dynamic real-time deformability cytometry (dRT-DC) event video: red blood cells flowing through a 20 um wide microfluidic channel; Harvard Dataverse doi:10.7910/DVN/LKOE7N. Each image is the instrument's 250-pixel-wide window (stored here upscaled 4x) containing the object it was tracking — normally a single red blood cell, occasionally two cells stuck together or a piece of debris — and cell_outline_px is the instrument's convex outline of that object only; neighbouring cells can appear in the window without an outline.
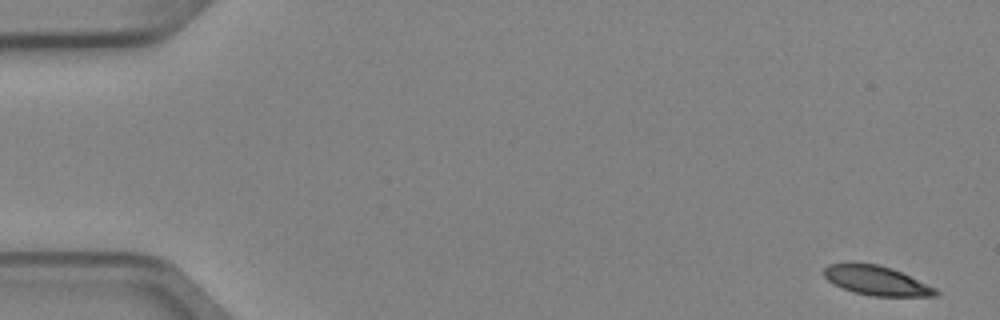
{"species": "Egyptian fruit bat (a non-hibernating species)", "species_latin": "Rousettus aegyptiacus", "temperature_condition": "cold", "stored_images_in_passage": 5, "camera_frame_rate_fps": 3000, "um_per_image_px": 0.085, "animal": {"sex": "female"}, "frame": {"image": 1, "passage_image": 1, "time_ms": 0.0, "image_size_px": [1000, 320], "cell_outline_px": [[940, 292], [936, 296], [872, 296], [856, 292], [832, 284], [824, 276], [824, 268], [828, 264], [880, 264], [892, 268], [936, 288]], "centroid_in_image_um": [74.52, 23.86], "position_along_channel_um": 10.5, "area_um2": 18.79}}
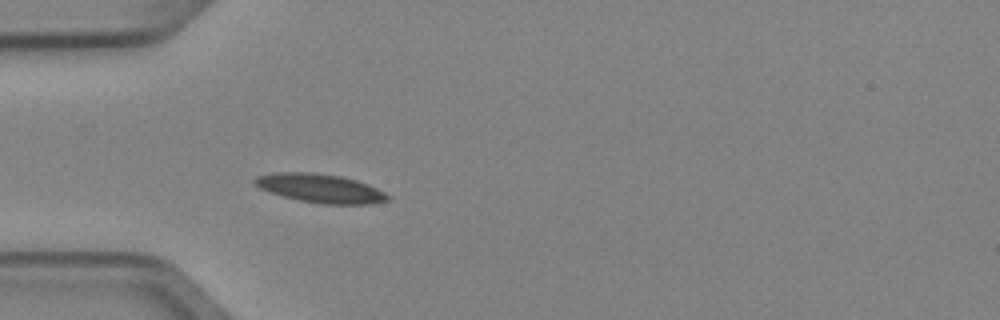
{"frame": {"image": 2, "passage_image": 5, "time_ms": 1.333, "image_size_px": [1000, 320], "cell_outline_px": [[392, 196], [388, 200], [372, 204], [324, 204], [300, 200], [284, 196], [260, 188], [252, 180], [256, 176], [272, 172], [312, 172], [340, 176], [356, 180], [368, 184]], "centroid_in_image_um": [27.24, 16.0], "position_along_channel_um": 57.8, "area_um2": 22.2}}